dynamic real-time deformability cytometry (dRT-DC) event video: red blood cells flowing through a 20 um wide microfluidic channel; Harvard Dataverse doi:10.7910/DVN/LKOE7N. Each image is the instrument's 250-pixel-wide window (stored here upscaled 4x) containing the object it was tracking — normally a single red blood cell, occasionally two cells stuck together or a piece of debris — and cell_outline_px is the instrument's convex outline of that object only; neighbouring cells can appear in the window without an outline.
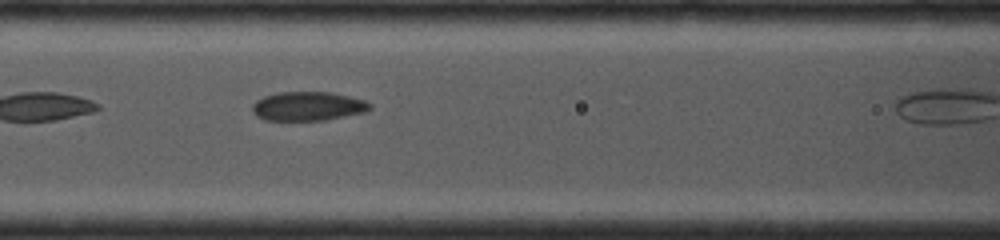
{"species": "common noctule bat (a hibernating species)", "species_latin": "Nyctalus noctula", "temperature_condition": "cold", "stored_images_in_passage": 7, "camera_frame_rate_fps": 4000, "um_per_image_px": 0.085, "animal": {"sex": "female", "body_mass_g": 19.0, "forearm_length_mm": 53.3}, "frame": {"image": 1, "passage_image": 6, "time_ms": 2.0, "image_size_px": [1000, 240], "cell_outline_px": [[372, 108], [368, 112], [324, 120], [264, 120], [256, 116], [252, 112], [252, 104], [256, 100], [264, 96], [280, 92], [328, 92], [348, 96], [364, 100], [372, 104]], "centroid_in_image_um": [26.18, 9.03], "position_along_channel_um": 140.4, "area_um2": 20.0}}